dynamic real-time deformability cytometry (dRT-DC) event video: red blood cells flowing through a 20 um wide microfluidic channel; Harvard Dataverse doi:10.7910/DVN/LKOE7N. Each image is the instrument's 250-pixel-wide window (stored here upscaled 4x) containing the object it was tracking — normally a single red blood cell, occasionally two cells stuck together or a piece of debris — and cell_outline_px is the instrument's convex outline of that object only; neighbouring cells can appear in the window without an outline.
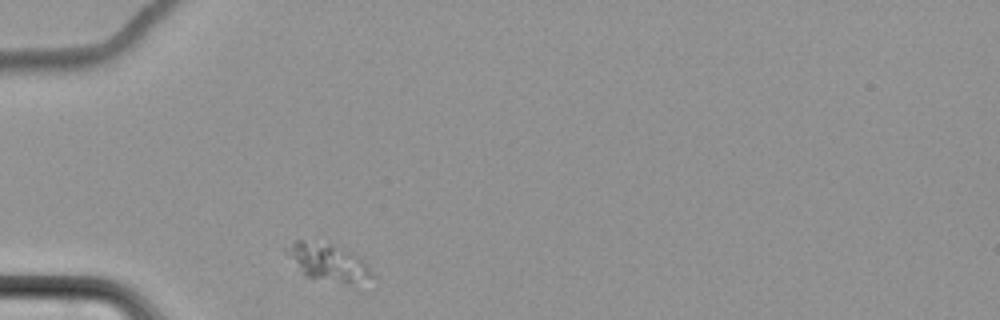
{"species": "common noctule bat (a hibernating species)", "species_latin": "Nyctalus noctula", "temperature_condition": "cold", "stored_images_in_passage": 3, "camera_frame_rate_fps": 3000, "um_per_image_px": 0.085, "animal": {"sex": "female", "body_mass_g": 22.7, "forearm_length_mm": 54.2}, "frame": {"image": 1, "passage_image": 1, "time_ms": 0.0, "image_size_px": [1000, 320], "cell_outline_px": [[372, 276], [352, 284], [344, 284], [304, 276], [284, 252], [284, 248], [296, 240], [304, 240], [328, 244], [352, 252], [372, 272]], "centroid_in_image_um": [27.78, 22.3], "position_along_channel_um": 57.2, "area_um2": 18.09}}
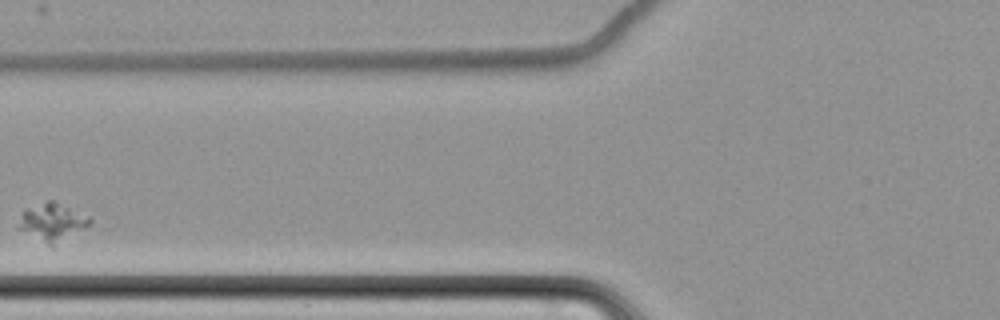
{"frame": {"image": 2, "passage_image": 3, "time_ms": 2.333, "image_size_px": [1000, 320], "cell_outline_px": [[92, 224], [52, 248], [16, 228], [24, 212], [28, 208], [48, 200], [52, 200], [92, 216]], "centroid_in_image_um": [4.51, 18.91], "position_along_channel_um": 121.3, "area_um2": 15.95}}